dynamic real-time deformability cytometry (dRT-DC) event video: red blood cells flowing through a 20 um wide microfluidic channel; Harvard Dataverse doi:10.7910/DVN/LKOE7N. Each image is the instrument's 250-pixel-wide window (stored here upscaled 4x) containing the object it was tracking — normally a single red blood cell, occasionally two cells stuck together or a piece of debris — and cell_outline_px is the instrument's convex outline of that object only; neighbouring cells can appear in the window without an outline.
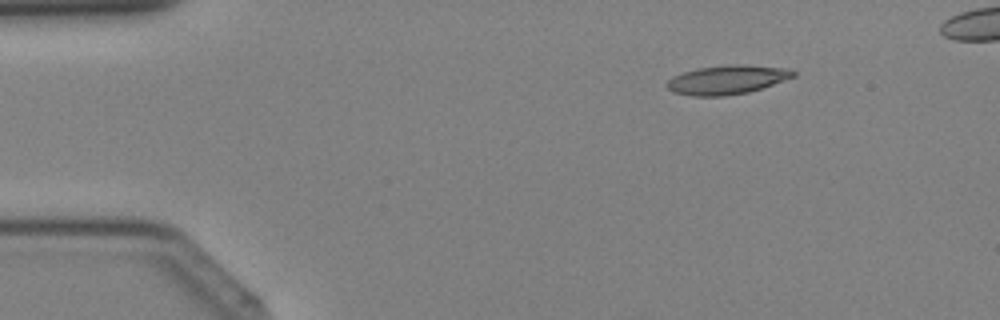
{"species": "Egyptian fruit bat (a non-hibernating species)", "species_latin": "Rousettus aegyptiacus", "temperature_condition": "cold", "stored_images_in_passage": 34, "camera_frame_rate_fps": 3000, "um_per_image_px": 0.085, "animal": {"sex": "female"}, "frame": {"image": 1, "passage_image": 1, "time_ms": 0.0, "image_size_px": [1000, 320], "cell_outline_px": [[796, 76], [748, 92], [724, 96], [692, 96], [672, 92], [664, 84], [672, 76], [696, 68], [732, 64], [740, 64], [788, 68], [796, 72]], "centroid_in_image_um": [61.76, 6.77], "position_along_channel_um": 23.2, "area_um2": 21.39}}
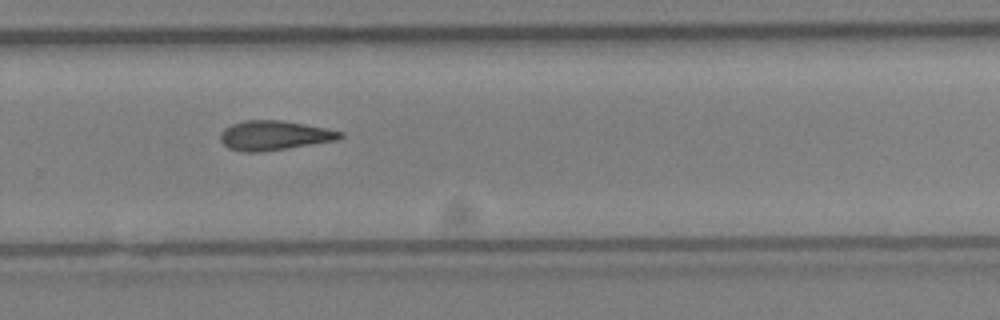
{"frame": {"image": 2, "passage_image": 22, "time_ms": 7.0, "image_size_px": [1000, 320], "cell_outline_px": [[344, 136], [340, 140], [288, 148], [260, 152], [240, 152], [228, 148], [220, 140], [220, 132], [224, 128], [232, 124], [244, 120], [280, 120], [304, 124], [344, 132]], "centroid_in_image_um": [23.31, 11.52], "position_along_channel_um": 306.5, "area_um2": 20.75}}
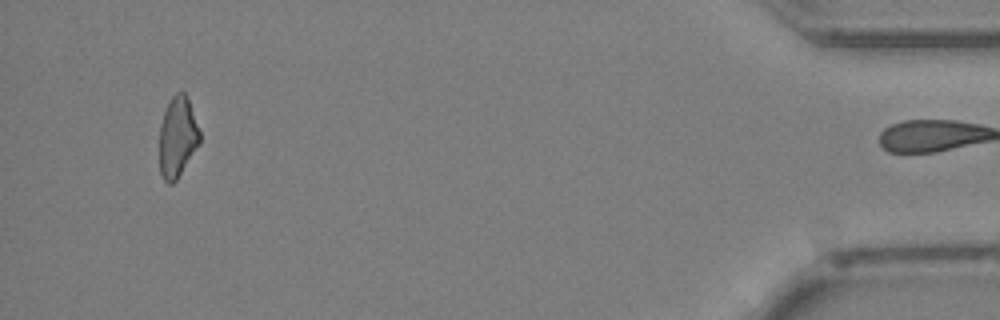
{"frame": {"image": 3, "passage_image": 33, "time_ms": 10.667, "image_size_px": [1000, 320], "cell_outline_px": [[200, 144], [176, 180], [172, 184], [168, 184], [164, 180], [160, 172], [160, 124], [164, 112], [172, 96], [176, 92], [184, 92], [188, 100], [200, 132]], "centroid_in_image_um": [15.09, 11.67], "position_along_channel_um": 420.1, "area_um2": 18.73}}